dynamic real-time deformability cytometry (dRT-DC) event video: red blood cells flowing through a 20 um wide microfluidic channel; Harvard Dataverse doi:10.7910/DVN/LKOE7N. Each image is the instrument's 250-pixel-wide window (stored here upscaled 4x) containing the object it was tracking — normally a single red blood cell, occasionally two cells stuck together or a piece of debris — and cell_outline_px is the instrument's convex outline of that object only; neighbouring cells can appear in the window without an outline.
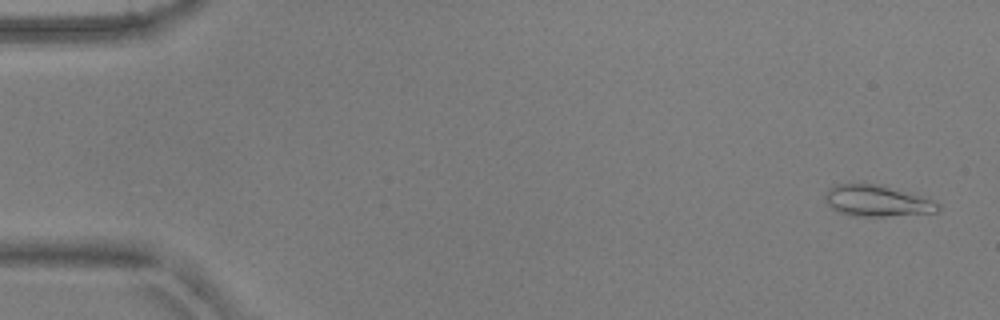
{"species": "common noctule bat (a hibernating species)", "species_latin": "Nyctalus noctula", "temperature_condition": "warm", "stored_images_in_passage": 52, "camera_frame_rate_fps": 3000, "um_per_image_px": 0.085, "animal": {"sex": "male", "body_mass_g": 17.9, "forearm_length_mm": 54.2}, "frame": {"image": 1, "passage_image": 2, "time_ms": 0.333, "image_size_px": [1000, 320], "cell_outline_px": [[940, 212], [884, 216], [852, 216], [840, 212], [832, 208], [824, 200], [824, 196], [828, 188], [836, 184], [872, 184], [920, 196], [932, 200], [940, 204]], "centroid_in_image_um": [74.51, 17.09], "position_along_channel_um": 10.5, "area_um2": 20.11}}
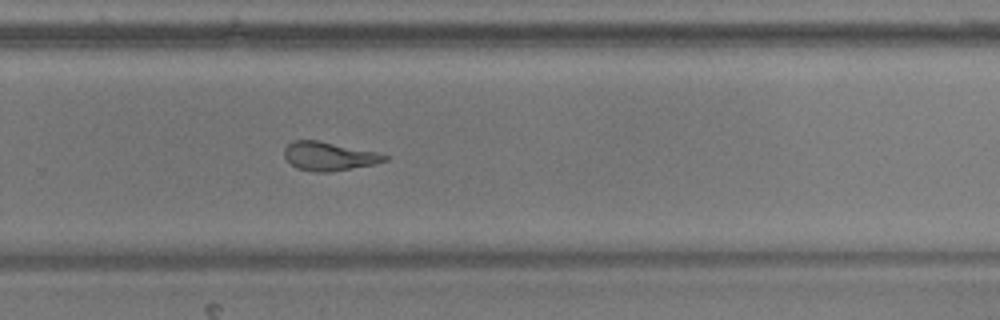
{"frame": {"image": 2, "passage_image": 35, "time_ms": 11.333, "image_size_px": [1000, 320], "cell_outline_px": [[388, 160], [372, 164], [328, 172], [316, 172], [296, 168], [284, 156], [284, 148], [288, 144], [296, 140], [316, 140], [376, 152], [388, 156]], "centroid_in_image_um": [27.92, 13.28], "position_along_channel_um": 301.9, "area_um2": 16.36}}
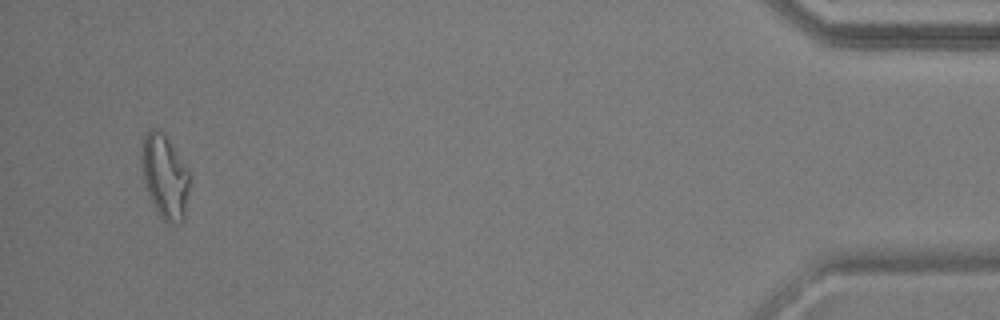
{"frame": {"image": 3, "passage_image": 50, "time_ms": 16.333, "image_size_px": [1000, 320], "cell_outline_px": [[188, 188], [184, 220], [180, 224], [168, 224], [160, 216], [144, 184], [140, 156], [140, 152], [144, 136], [148, 128], [156, 128], [164, 132], [188, 172]], "centroid_in_image_um": [13.97, 14.98], "position_along_channel_um": 421.2, "area_um2": 23.24}, "authors_computed_cell_mechanics": {"area_um2": 18.0336, "velocity_mm_per_s": 3.8629, "shape_relaxation_time_tau1_ms": null, "shape_relaxation_time_tau2_ms": 2.2048, "deformation_change_tau1": null, "deformation_change_tau2": 0.1159}}